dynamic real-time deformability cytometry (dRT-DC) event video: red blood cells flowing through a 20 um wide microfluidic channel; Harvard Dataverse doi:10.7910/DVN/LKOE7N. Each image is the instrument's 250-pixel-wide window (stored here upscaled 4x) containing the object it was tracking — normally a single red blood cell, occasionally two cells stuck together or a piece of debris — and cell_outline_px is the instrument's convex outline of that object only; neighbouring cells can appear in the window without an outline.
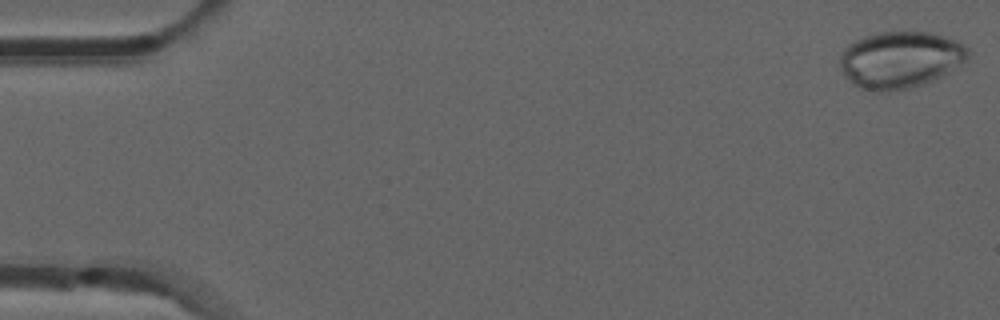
{"species": "common noctule bat (a hibernating species)", "species_latin": "Nyctalus noctula", "temperature_condition": "room temperature", "stored_images_in_passage": 52, "camera_frame_rate_fps": 3000, "um_per_image_px": 0.085, "animal": {"sex": "male", "forearm_length_mm": 52.5}, "frame": {"image": 1, "passage_image": 1, "time_ms": 0.0, "image_size_px": [1000, 320], "cell_outline_px": [[968, 60], [940, 76], [932, 80], [908, 88], [888, 92], [876, 92], [860, 88], [852, 84], [840, 68], [840, 56], [844, 48], [856, 40], [864, 36], [876, 32], [932, 32], [956, 40], [964, 44], [968, 48]], "centroid_in_image_um": [76.51, 5.07], "position_along_channel_um": 8.5, "area_um2": 42.37}}
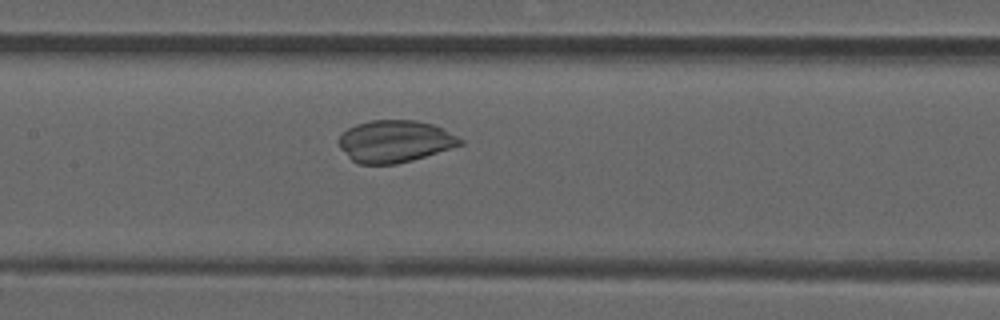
{"frame": {"image": 2, "passage_image": 25, "time_ms": 8.0, "image_size_px": [1000, 320], "cell_outline_px": [[464, 144], [412, 160], [396, 164], [360, 164], [352, 160], [340, 148], [336, 140], [348, 128], [356, 124], [372, 120], [416, 120], [432, 124], [464, 140]], "centroid_in_image_um": [33.53, 12.01], "position_along_channel_um": 173.9, "area_um2": 29.59}}
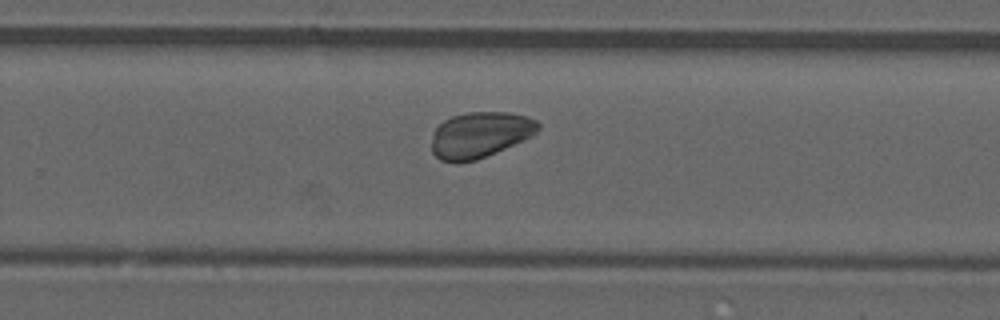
{"frame": {"image": 3, "passage_image": 34, "time_ms": 11.0, "image_size_px": [1000, 320], "cell_outline_px": [[540, 128], [532, 136], [524, 140], [496, 152], [476, 160], [440, 160], [432, 152], [432, 132], [444, 120], [452, 116], [468, 112], [508, 112], [528, 116], [536, 120], [540, 124]], "centroid_in_image_um": [40.83, 11.42], "position_along_channel_um": 289.0, "area_um2": 28.21}}